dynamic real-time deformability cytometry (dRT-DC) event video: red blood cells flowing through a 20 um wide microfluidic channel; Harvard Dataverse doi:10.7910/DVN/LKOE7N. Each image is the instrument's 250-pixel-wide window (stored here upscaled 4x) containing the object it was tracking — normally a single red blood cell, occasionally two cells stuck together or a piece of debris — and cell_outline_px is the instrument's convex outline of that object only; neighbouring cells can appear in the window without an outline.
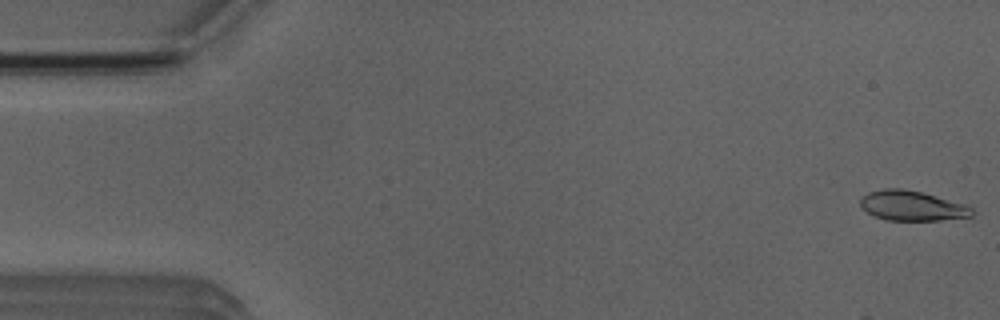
{"species": "Egyptian fruit bat (a non-hibernating species)", "species_latin": "Rousettus aegyptiacus", "temperature_condition": "room temperature", "stored_images_in_passage": 12, "camera_frame_rate_fps": 3000, "um_per_image_px": 0.085, "animal": {"sex": "male"}, "frame": {"image": 1, "passage_image": 1, "time_ms": 0.0, "image_size_px": [1000, 320], "cell_outline_px": [[972, 216], [940, 220], [888, 220], [872, 216], [860, 204], [860, 200], [868, 192], [884, 188], [904, 188], [920, 192], [964, 204], [972, 208]], "centroid_in_image_um": [77.49, 17.49], "position_along_channel_um": 7.5, "area_um2": 19.19}}